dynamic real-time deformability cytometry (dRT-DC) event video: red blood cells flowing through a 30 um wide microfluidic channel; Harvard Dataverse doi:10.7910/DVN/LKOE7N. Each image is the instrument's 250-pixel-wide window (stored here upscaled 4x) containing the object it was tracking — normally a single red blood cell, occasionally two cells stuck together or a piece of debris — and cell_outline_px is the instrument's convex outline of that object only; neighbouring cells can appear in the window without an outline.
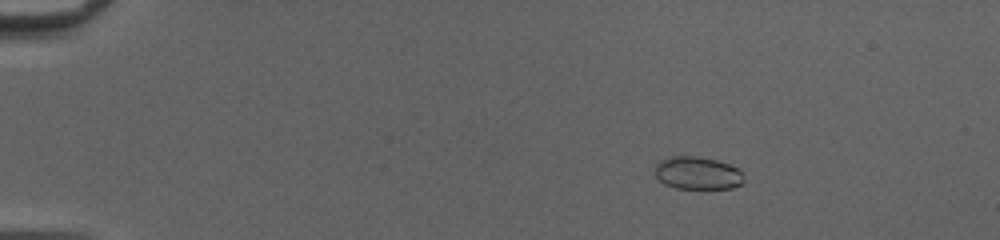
{"species": "common noctule bat (a hibernating species)", "species_latin": "Nyctalus noctula", "temperature_condition": "cold", "stored_images_in_passage": 52, "camera_frame_rate_fps": 3000, "um_per_image_px": 0.085, "animal": {"sex": "female", "body_mass_g": 20.0, "forearm_length_mm": 54.0}, "frame": {"image": 1, "passage_image": 10, "time_ms": 3.0, "image_size_px": [1000, 240], "cell_outline_px": [[744, 180], [740, 184], [732, 188], [676, 188], [664, 184], [656, 176], [656, 164], [660, 160], [672, 156], [696, 156], [716, 160], [728, 164], [744, 172]], "centroid_in_image_um": [59.3, 14.71], "position_along_channel_um": 25.7, "area_um2": 16.88}}
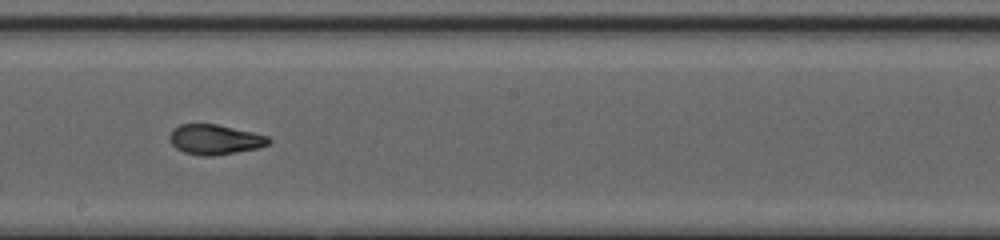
{"frame": {"image": 2, "passage_image": 32, "time_ms": 10.333, "image_size_px": [1000, 240], "cell_outline_px": [[272, 140], [268, 144], [260, 148], [212, 156], [200, 156], [184, 152], [176, 148], [168, 140], [168, 136], [172, 128], [180, 124], [216, 124], [252, 132], [268, 136]], "centroid_in_image_um": [18.24, 11.86], "position_along_channel_um": 230.0, "area_um2": 17.46}}
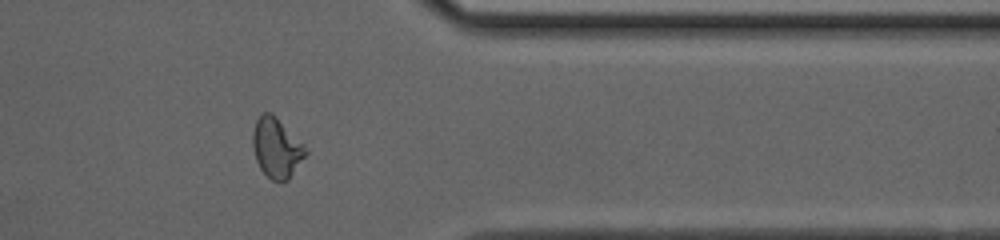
{"frame": {"image": 3, "passage_image": 44, "time_ms": 14.333, "image_size_px": [1000, 240], "cell_outline_px": [[308, 152], [288, 180], [272, 180], [260, 168], [256, 160], [252, 144], [252, 132], [256, 120], [264, 112], [272, 112], [304, 144]], "centroid_in_image_um": [23.5, 12.54], "position_along_channel_um": 387.9, "area_um2": 18.32}, "authors_computed_cell_mechanics": {"area_um2": 17.5712, "velocity_mm_per_s": 4.1547, "shape_relaxation_time_tau1_ms": 6.1107, "shape_relaxation_time_tau2_ms": 1.2728, "deformation_change_tau1": 0.2409, "deformation_change_tau2": 0.0591}}